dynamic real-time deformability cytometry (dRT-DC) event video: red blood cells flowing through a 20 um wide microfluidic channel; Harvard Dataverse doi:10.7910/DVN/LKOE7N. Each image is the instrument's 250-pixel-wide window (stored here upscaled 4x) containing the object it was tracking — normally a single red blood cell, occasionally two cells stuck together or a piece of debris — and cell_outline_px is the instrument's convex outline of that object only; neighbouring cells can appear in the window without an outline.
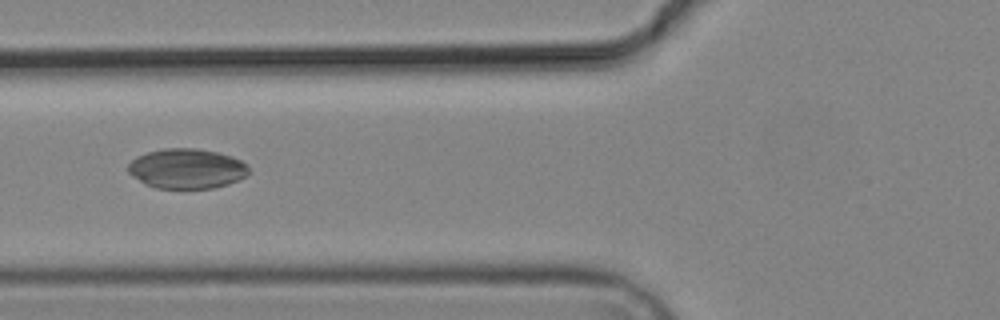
{"species": "common noctule bat (a hibernating species)", "species_latin": "Nyctalus noctula", "temperature_condition": "cold", "stored_images_in_passage": 7, "camera_frame_rate_fps": 3000, "um_per_image_px": 0.085, "animal": {"sex": "male", "body_mass_g": 19.2, "forearm_length_mm": 51.8}, "frame": {"image": 1, "passage_image": 6, "time_ms": 6.667, "image_size_px": [1000, 320], "cell_outline_px": [[248, 172], [244, 176], [228, 184], [212, 188], [156, 188], [144, 184], [132, 176], [128, 172], [128, 164], [136, 156], [148, 152], [164, 148], [196, 148], [216, 152], [232, 156], [248, 164]], "centroid_in_image_um": [15.84, 14.33], "position_along_channel_um": 110.0, "area_um2": 28.03}}
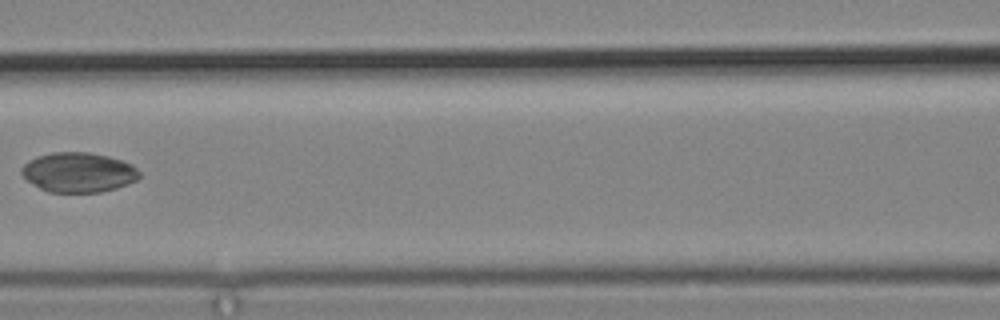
{"frame": {"image": 2, "passage_image": 7, "time_ms": 8.0, "image_size_px": [1000, 320], "cell_outline_px": [[140, 176], [136, 180], [128, 184], [116, 188], [100, 192], [48, 192], [40, 188], [28, 180], [20, 172], [20, 168], [28, 160], [36, 156], [52, 152], [88, 152], [108, 156], [132, 164], [140, 172]], "centroid_in_image_um": [6.66, 14.64], "position_along_channel_um": 159.9, "area_um2": 27.34}}